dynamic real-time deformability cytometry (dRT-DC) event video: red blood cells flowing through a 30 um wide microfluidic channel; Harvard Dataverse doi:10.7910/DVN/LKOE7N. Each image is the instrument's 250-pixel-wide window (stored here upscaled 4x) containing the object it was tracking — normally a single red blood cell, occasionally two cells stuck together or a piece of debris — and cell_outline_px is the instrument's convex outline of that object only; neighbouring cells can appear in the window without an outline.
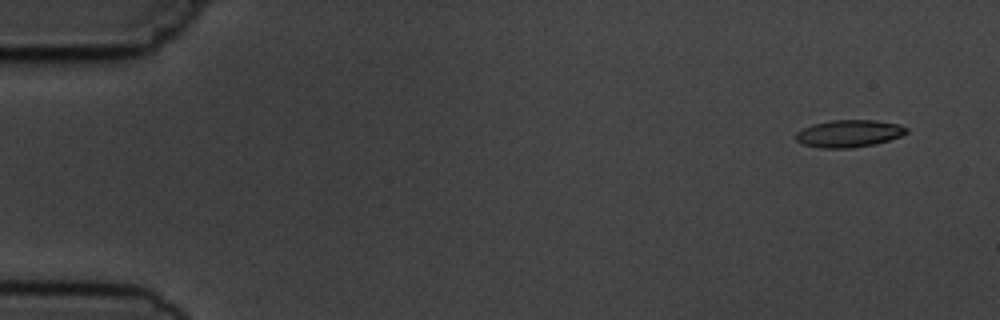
{"species": "common noctule bat (a hibernating species)", "species_latin": "Nyctalus noctula", "temperature_condition": "cold", "stored_images_in_passage": 4, "camera_frame_rate_fps": 3000, "um_per_image_px": 0.085, "animal": {"sex": "male", "body_mass_g": 19.5, "forearm_length_mm": 54.6}, "frame": {"image": 1, "passage_image": 2, "time_ms": 1.0, "image_size_px": [1000, 320], "cell_outline_px": [[908, 132], [900, 136], [876, 144], [852, 148], [820, 148], [804, 144], [796, 140], [796, 132], [812, 124], [832, 120], [876, 120], [900, 124], [908, 128]], "centroid_in_image_um": [72.18, 11.34], "position_along_channel_um": 12.8, "area_um2": 17.63}}